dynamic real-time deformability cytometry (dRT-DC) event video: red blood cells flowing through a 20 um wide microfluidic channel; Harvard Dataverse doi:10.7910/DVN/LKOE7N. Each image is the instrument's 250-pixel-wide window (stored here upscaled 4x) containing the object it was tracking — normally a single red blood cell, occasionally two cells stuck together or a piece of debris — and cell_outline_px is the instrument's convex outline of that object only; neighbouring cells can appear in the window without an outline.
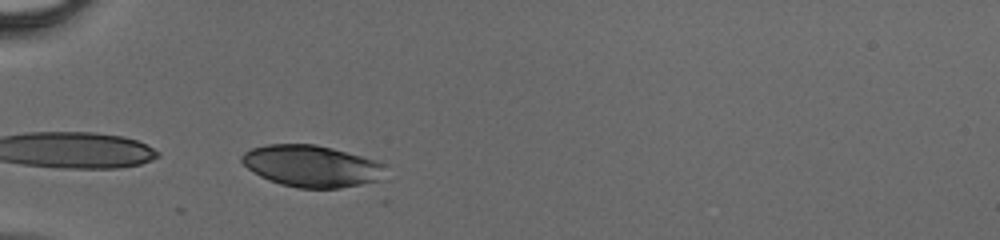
{"species": "human", "species_latin": "Homo sapiens", "temperature_condition": "cold", "stored_images_in_passage": 19, "camera_frame_rate_fps": 3000, "um_per_image_px": 0.085, "donor": {"sex": "male"}, "frame": {"image": 1, "passage_image": 1, "time_ms": 0.0, "image_size_px": [1000, 240], "cell_outline_px": [[380, 164], [376, 180], [360, 184], [340, 188], [300, 188], [280, 184], [260, 176], [248, 168], [240, 160], [240, 156], [244, 152], [252, 148], [268, 144], [316, 144], [332, 148], [360, 156], [372, 160]], "centroid_in_image_um": [26.33, 14.1], "position_along_channel_um": 58.7, "area_um2": 33.87}}